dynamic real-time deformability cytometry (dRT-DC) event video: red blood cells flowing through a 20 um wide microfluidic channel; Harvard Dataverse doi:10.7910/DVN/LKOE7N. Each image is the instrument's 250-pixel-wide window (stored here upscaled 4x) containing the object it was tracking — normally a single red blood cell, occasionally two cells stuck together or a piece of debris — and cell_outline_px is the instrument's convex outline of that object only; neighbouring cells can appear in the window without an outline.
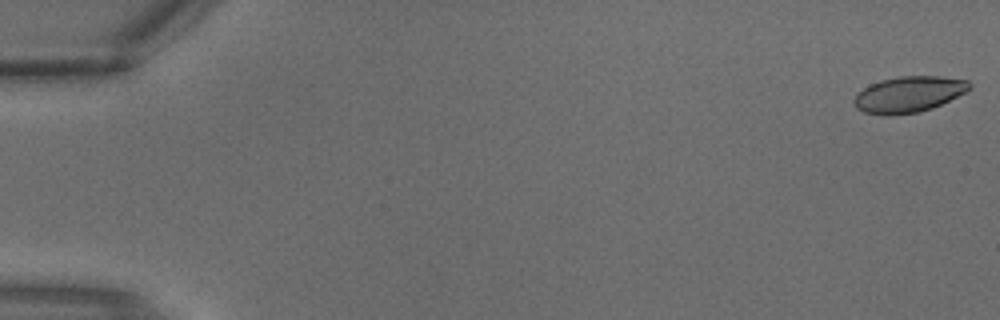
{"species": "common noctule bat (a hibernating species)", "species_latin": "Nyctalus noctula", "temperature_condition": "warm", "stored_images_in_passage": 2, "camera_frame_rate_fps": 3000, "um_per_image_px": 0.085, "animal": {"sex": "male", "body_mass_g": 18.8}, "frame": {"image": 1, "passage_image": 1, "time_ms": 0.0, "image_size_px": [1000, 320], "cell_outline_px": [[972, 88], [932, 108], [916, 112], [892, 116], [884, 116], [864, 112], [856, 108], [852, 100], [864, 88], [880, 80], [900, 76], [940, 76], [968, 80], [972, 84]], "centroid_in_image_um": [77.23, 8.02], "position_along_channel_um": 7.8, "area_um2": 24.1}}